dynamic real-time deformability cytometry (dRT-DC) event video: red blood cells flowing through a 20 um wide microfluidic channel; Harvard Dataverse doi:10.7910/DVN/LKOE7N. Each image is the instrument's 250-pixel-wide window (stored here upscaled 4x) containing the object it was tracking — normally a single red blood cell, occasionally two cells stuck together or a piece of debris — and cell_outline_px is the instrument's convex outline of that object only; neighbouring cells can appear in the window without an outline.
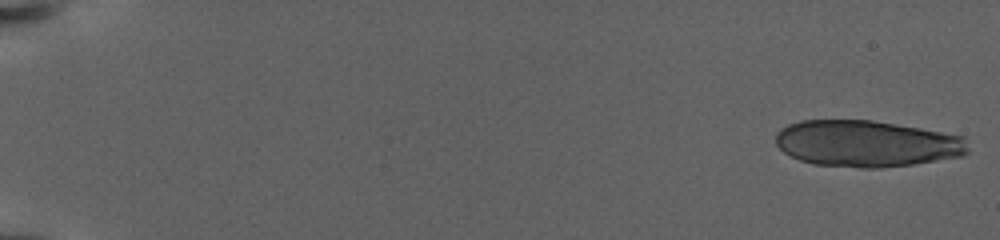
{"species": "human", "species_latin": "Homo sapiens", "temperature_condition": "warm", "stored_images_in_passage": 10, "camera_frame_rate_fps": 3000, "um_per_image_px": 0.085, "donor": {"sex": "female"}, "frame": {"image": 1, "passage_image": 1, "time_ms": 0.0, "image_size_px": [1000, 240], "cell_outline_px": [[968, 152], [964, 156], [912, 164], [880, 168], [860, 168], [812, 164], [800, 160], [784, 152], [776, 144], [776, 132], [780, 128], [788, 124], [800, 120], [872, 120], [920, 128], [964, 136], [968, 148]], "centroid_in_image_um": [73.65, 12.2], "position_along_channel_um": 11.3, "area_um2": 52.31}}
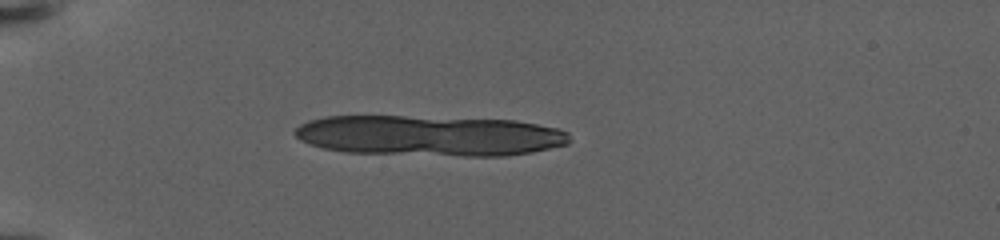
{"frame": {"image": 2, "passage_image": 7, "time_ms": 6.667, "image_size_px": [1000, 240], "cell_outline_px": [[572, 140], [568, 144], [532, 152], [508, 156], [464, 156], [344, 152], [324, 148], [300, 140], [292, 132], [300, 124], [308, 120], [324, 116], [404, 116], [512, 120], [560, 128], [568, 132]], "centroid_in_image_um": [36.53, 11.53], "position_along_channel_um": 48.5, "area_um2": 65.26}}
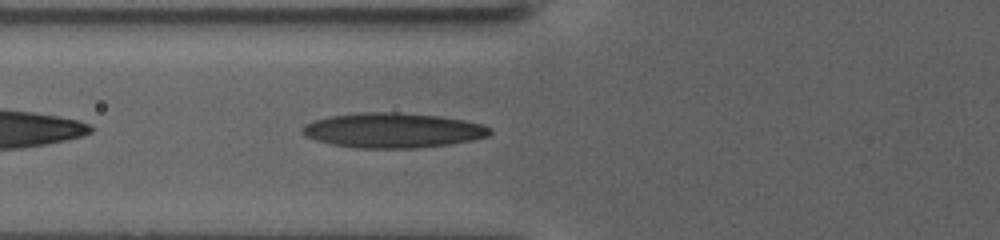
{"frame": {"image": 3, "passage_image": 10, "time_ms": 10.0, "image_size_px": [1000, 240], "cell_outline_px": [[492, 132], [488, 136], [472, 140], [452, 144], [416, 148], [356, 148], [332, 144], [316, 140], [300, 132], [300, 128], [304, 124], [316, 120], [332, 116], [360, 112], [392, 112], [440, 116], [464, 120], [480, 124], [492, 128]], "centroid_in_image_um": [33.4, 11.08], "position_along_channel_um": 92.4, "area_um2": 38.09}}